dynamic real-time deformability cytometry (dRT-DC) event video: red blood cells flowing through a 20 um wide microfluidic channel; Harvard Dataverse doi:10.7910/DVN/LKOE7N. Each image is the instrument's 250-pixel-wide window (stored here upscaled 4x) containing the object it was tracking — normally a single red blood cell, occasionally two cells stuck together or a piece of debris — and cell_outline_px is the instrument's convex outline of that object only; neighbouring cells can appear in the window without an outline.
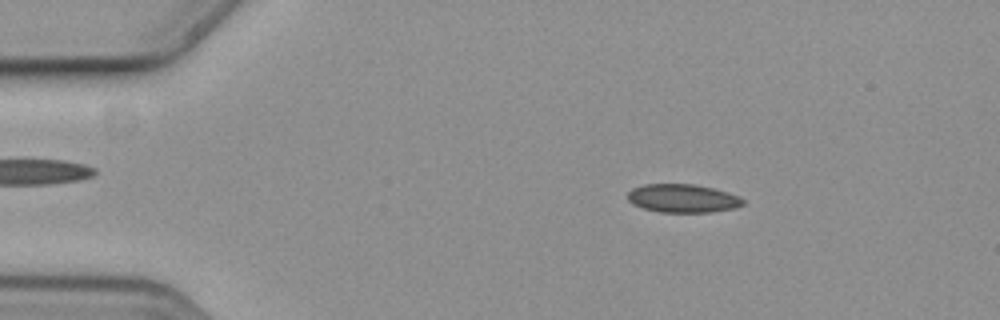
{"species": "common noctule bat (a hibernating species)", "species_latin": "Nyctalus noctula", "temperature_condition": "cold", "stored_images_in_passage": 56, "camera_frame_rate_fps": 3000, "um_per_image_px": 0.085, "animal": {"sex": "female", "body_mass_g": 19.3, "forearm_length_mm": 54.1}, "frame": {"image": 1, "passage_image": 9, "time_ms": 2.667, "image_size_px": [1000, 320], "cell_outline_px": [[744, 204], [736, 208], [712, 212], [660, 212], [644, 208], [632, 204], [628, 200], [628, 192], [632, 188], [644, 184], [692, 184], [712, 188], [728, 192], [744, 200]], "centroid_in_image_um": [58.02, 16.86], "position_along_channel_um": 27.0, "area_um2": 19.02}}
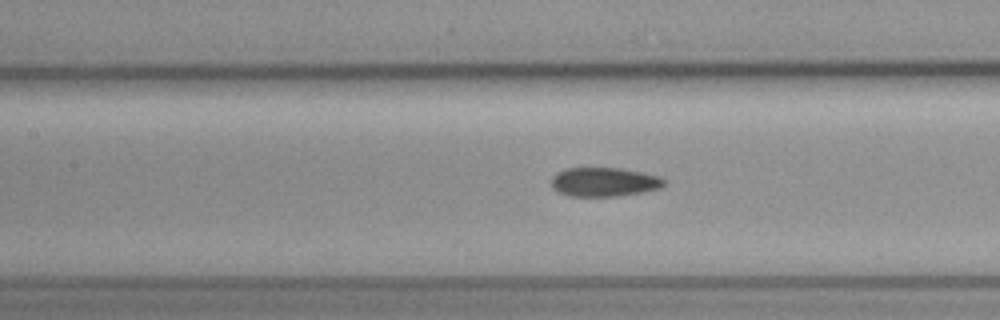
{"frame": {"image": 2, "passage_image": 25, "time_ms": 8.0, "image_size_px": [1000, 320], "cell_outline_px": [[664, 184], [660, 188], [640, 192], [616, 196], [568, 196], [556, 192], [552, 188], [552, 176], [556, 172], [564, 168], [620, 168], [660, 176], [664, 180]], "centroid_in_image_um": [51.28, 15.46], "position_along_channel_um": 156.1, "area_um2": 19.07}}
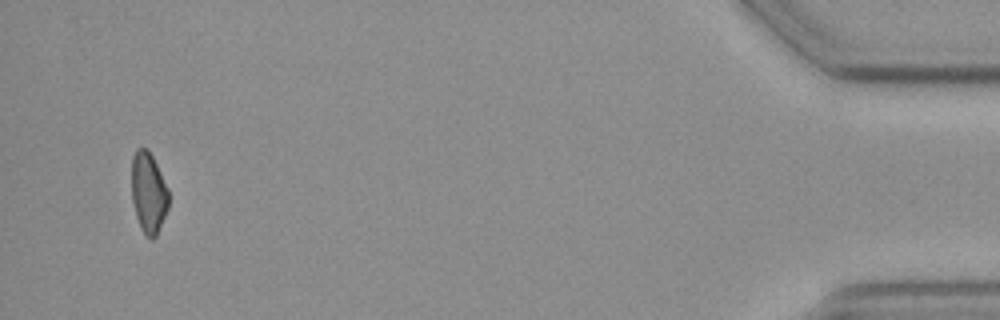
{"frame": {"image": 3, "passage_image": 54, "time_ms": 17.667, "image_size_px": [1000, 320], "cell_outline_px": [[168, 208], [156, 236], [152, 240], [140, 228], [136, 216], [132, 200], [132, 156], [136, 148], [148, 148], [168, 188]], "centroid_in_image_um": [12.61, 16.36], "position_along_channel_um": 422.6, "area_um2": 17.34}, "authors_computed_cell_mechanics": {"area_um2": 18.9873, "velocity_mm_per_s": 3.6506, "shape_relaxation_time_tau1_ms": null, "shape_relaxation_time_tau2_ms": 8.8982, "deformation_change_tau1": null, "deformation_change_tau2": 0.135}}